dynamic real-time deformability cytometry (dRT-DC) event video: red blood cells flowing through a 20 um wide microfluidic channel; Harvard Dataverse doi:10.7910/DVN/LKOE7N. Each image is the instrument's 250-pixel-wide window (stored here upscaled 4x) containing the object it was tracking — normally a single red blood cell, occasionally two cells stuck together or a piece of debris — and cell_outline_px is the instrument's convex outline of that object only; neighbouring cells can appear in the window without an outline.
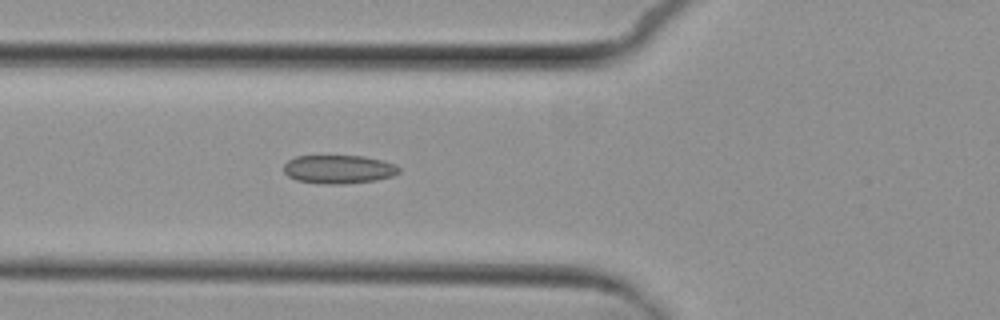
{"species": "common noctule bat (a hibernating species)", "species_latin": "Nyctalus noctula", "temperature_condition": "cold", "stored_images_in_passage": 5, "camera_frame_rate_fps": 3000, "um_per_image_px": 0.085, "animal": {"sex": "female", "body_mass_g": 29.2, "forearm_length_mm": 56.3}, "frame": {"image": 1, "passage_image": 5, "time_ms": 4.667, "image_size_px": [1000, 320], "cell_outline_px": [[400, 172], [392, 176], [376, 180], [344, 184], [324, 184], [296, 180], [288, 176], [284, 172], [284, 164], [288, 160], [296, 156], [364, 156], [396, 164], [400, 168]], "centroid_in_image_um": [28.79, 14.39], "position_along_channel_um": 97.0, "area_um2": 19.19}}